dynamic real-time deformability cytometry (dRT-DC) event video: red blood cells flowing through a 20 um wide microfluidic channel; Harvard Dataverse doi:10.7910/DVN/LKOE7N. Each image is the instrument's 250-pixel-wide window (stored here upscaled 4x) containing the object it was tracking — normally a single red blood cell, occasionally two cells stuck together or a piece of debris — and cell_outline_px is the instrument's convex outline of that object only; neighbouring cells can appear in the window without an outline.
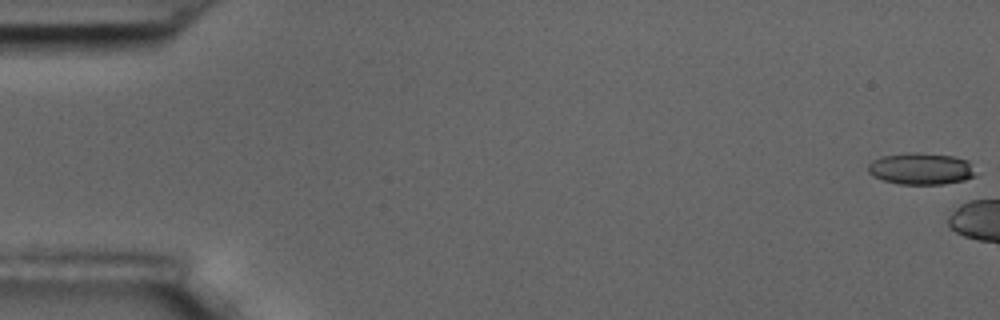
{"species": "common noctule bat (a hibernating species)", "species_latin": "Nyctalus noctula", "temperature_condition": "room temperature", "stored_images_in_passage": 8, "camera_frame_rate_fps": 3000, "um_per_image_px": 0.085, "animal": {"sex": "male", "body_mass_g": 17.5, "forearm_length_mm": 52.3}, "frame": {"image": 1, "passage_image": 1, "time_ms": 0.0, "image_size_px": [1000, 320], "cell_outline_px": [[976, 176], [964, 180], [944, 184], [900, 184], [884, 180], [872, 176], [868, 172], [868, 164], [872, 160], [880, 156], [904, 152], [920, 152], [956, 156], [968, 160]], "centroid_in_image_um": [78.26, 14.32], "position_along_channel_um": 6.7, "area_um2": 20.17}}